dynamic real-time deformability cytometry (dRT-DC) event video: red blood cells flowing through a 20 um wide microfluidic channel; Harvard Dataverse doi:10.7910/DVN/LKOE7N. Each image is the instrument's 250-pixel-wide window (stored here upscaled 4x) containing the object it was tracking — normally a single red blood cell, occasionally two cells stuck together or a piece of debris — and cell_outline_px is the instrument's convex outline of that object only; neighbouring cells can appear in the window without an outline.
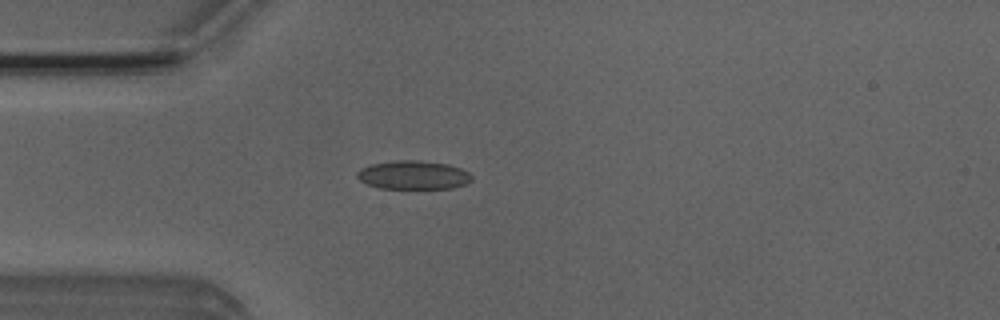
{"species": "Egyptian fruit bat (a non-hibernating species)", "species_latin": "Rousettus aegyptiacus", "temperature_condition": "room temperature", "stored_images_in_passage": 53, "camera_frame_rate_fps": 3000, "um_per_image_px": 0.085, "animal": {"sex": "male"}, "frame": {"image": 1, "passage_image": 14, "time_ms": 4.333, "image_size_px": [1000, 320], "cell_outline_px": [[472, 180], [468, 184], [452, 188], [380, 188], [368, 184], [360, 180], [356, 176], [356, 172], [360, 168], [372, 164], [392, 160], [420, 160], [448, 164], [460, 168], [468, 172], [472, 176]], "centroid_in_image_um": [35.14, 14.87], "position_along_channel_um": 49.9, "area_um2": 19.25}}
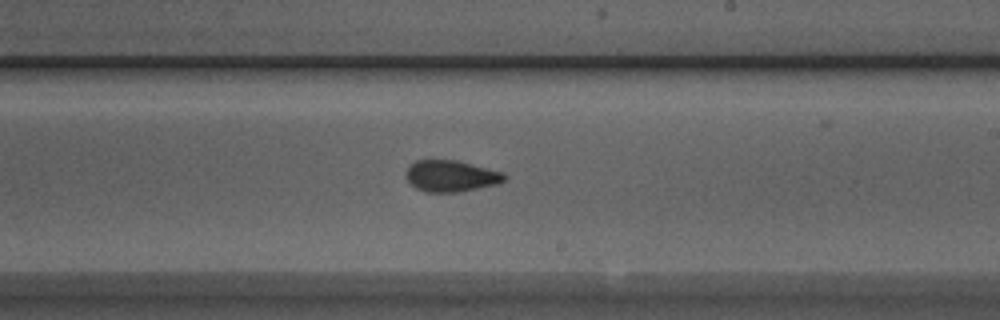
{"frame": {"image": 2, "passage_image": 30, "time_ms": 9.667, "image_size_px": [1000, 320], "cell_outline_px": [[508, 176], [500, 184], [456, 192], [424, 192], [416, 188], [404, 176], [404, 172], [416, 160], [456, 160], [504, 172]], "centroid_in_image_um": [38.35, 14.96], "position_along_channel_um": 250.7, "area_um2": 18.09}}
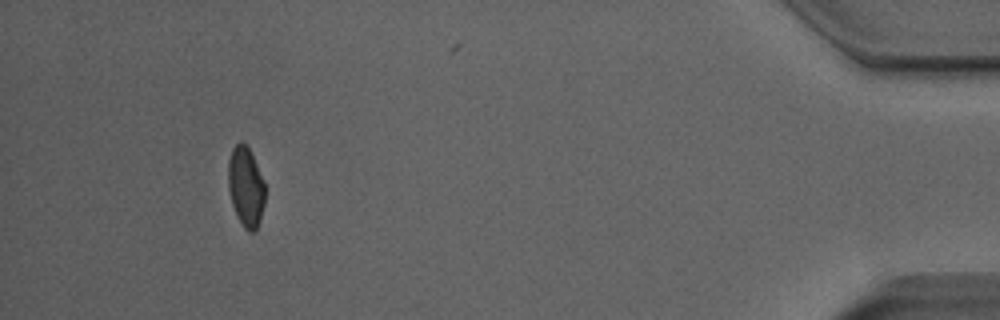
{"frame": {"image": 3, "passage_image": 48, "time_ms": 15.667, "image_size_px": [1000, 320], "cell_outline_px": [[264, 204], [260, 220], [256, 232], [248, 232], [244, 228], [236, 216], [232, 204], [228, 188], [228, 160], [232, 148], [240, 140], [248, 148], [264, 180]], "centroid_in_image_um": [20.88, 15.91], "position_along_channel_um": 414.3, "area_um2": 17.22}, "authors_computed_cell_mechanics": {"area_um2": 18.3226, "velocity_mm_per_s": 3.9315, "shape_relaxation_time_tau1_ms": 6.9185, "shape_relaxation_time_tau2_ms": 1.2245, "deformation_change_tau1": 0.1383, "deformation_change_tau2": 0.0543}}